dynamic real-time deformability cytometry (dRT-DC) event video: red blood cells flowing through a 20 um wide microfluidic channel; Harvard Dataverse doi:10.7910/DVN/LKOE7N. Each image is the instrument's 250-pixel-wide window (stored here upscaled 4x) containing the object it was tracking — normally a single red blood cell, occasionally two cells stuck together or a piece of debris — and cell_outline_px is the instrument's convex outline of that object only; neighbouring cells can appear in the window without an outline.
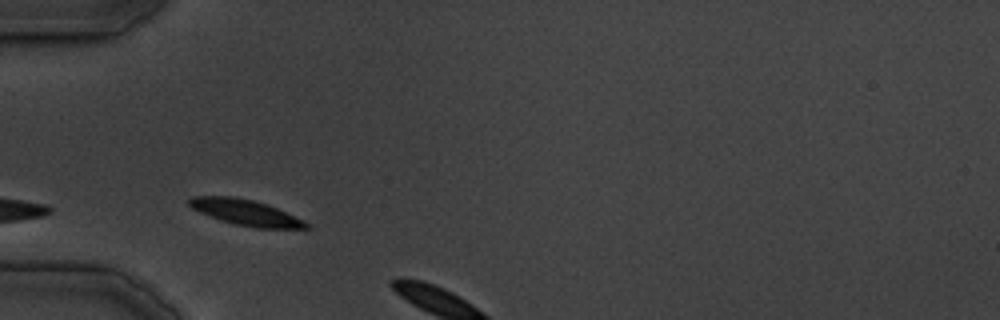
{"species": "common noctule bat (a hibernating species)", "species_latin": "Nyctalus noctula", "temperature_condition": "cold", "stored_images_in_passage": 3, "camera_frame_rate_fps": 3000, "um_per_image_px": 0.085, "animal": {"sex": "male", "body_mass_g": 19.5, "forearm_length_mm": 54.6}, "frame": {"image": 1, "passage_image": 2, "time_ms": 1.0, "image_size_px": [1000, 320], "cell_outline_px": [[312, 228], [256, 228], [236, 224], [220, 220], [200, 212], [192, 208], [188, 204], [188, 200], [192, 196], [232, 196], [252, 200], [268, 204], [304, 220]], "centroid_in_image_um": [20.88, 18.05], "position_along_channel_um": 64.1, "area_um2": 17.46}}